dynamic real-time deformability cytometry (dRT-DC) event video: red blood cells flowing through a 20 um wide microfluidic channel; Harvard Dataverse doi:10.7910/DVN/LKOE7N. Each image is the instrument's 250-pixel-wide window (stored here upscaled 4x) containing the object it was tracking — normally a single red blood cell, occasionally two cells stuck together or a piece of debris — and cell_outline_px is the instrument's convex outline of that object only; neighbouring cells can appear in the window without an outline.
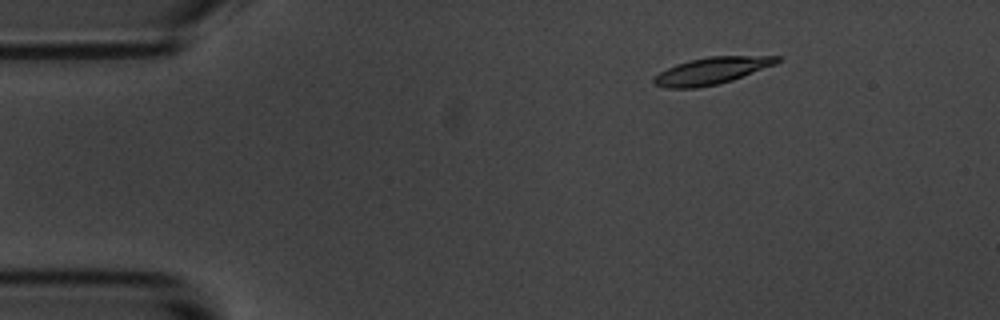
{"species": "common noctule bat (a hibernating species)", "species_latin": "Nyctalus noctula", "temperature_condition": "room temperature", "stored_images_in_passage": 13, "camera_frame_rate_fps": 3000, "um_per_image_px": 0.085, "animal": {"sex": "male", "body_mass_g": 20.1, "forearm_length_mm": 53.5}, "frame": {"image": 1, "passage_image": 3, "time_ms": 2.333, "image_size_px": [1000, 320], "cell_outline_px": [[780, 60], [776, 64], [732, 80], [716, 84], [696, 88], [668, 88], [656, 84], [652, 80], [660, 72], [676, 64], [688, 60], [708, 56], [780, 56]], "centroid_in_image_um": [60.5, 6.0], "position_along_channel_um": 24.5, "area_um2": 19.07}}
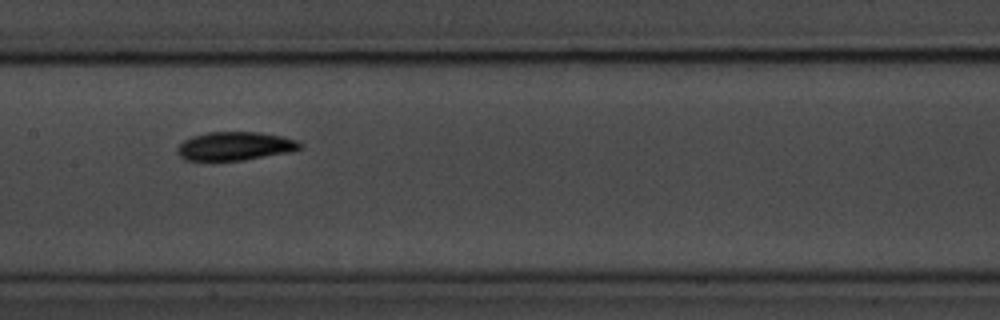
{"frame": {"image": 2, "passage_image": 8, "time_ms": 9.0, "image_size_px": [1000, 320], "cell_outline_px": [[304, 148], [292, 152], [244, 160], [184, 160], [176, 152], [176, 148], [184, 140], [192, 136], [208, 132], [260, 132], [284, 136], [300, 140], [304, 144]], "centroid_in_image_um": [20.06, 12.41], "position_along_channel_um": 187.3, "area_um2": 20.81}, "authors_computed_cell_mechanics": {"area_um2": 19.8832, "velocity_mm_per_s": 3.4675, "shape_relaxation_time_tau1_ms": 4.1367, "shape_relaxation_time_tau2_ms": null, "deformation_change_tau1": 0.1639, "deformation_change_tau2": null}}